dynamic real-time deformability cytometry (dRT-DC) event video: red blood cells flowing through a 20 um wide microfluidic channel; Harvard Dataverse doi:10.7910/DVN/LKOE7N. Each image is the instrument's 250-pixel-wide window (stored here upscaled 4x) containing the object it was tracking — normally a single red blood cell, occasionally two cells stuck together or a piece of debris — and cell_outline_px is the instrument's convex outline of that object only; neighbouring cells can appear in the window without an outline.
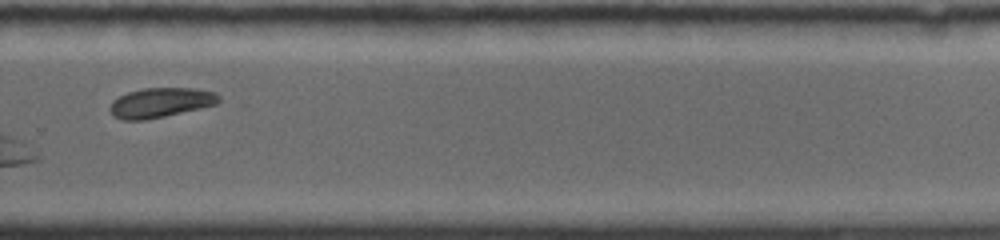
{"species": "common noctule bat (a hibernating species)", "species_latin": "Nyctalus noctula", "temperature_condition": "room temperature", "stored_images_in_passage": 26, "camera_frame_rate_fps": 4000, "um_per_image_px": 0.085, "animal": {"sex": "female", "body_mass_g": 19.0, "forearm_length_mm": 56.7}, "frame": {"image": 1, "passage_image": 19, "time_ms": 11.75, "image_size_px": [1000, 240], "cell_outline_px": [[220, 100], [216, 104], [200, 108], [164, 116], [144, 120], [120, 120], [112, 116], [108, 108], [112, 100], [128, 92], [144, 88], [192, 88], [216, 92], [220, 96]], "centroid_in_image_um": [13.61, 8.72], "position_along_channel_um": 316.2, "area_um2": 18.9}}
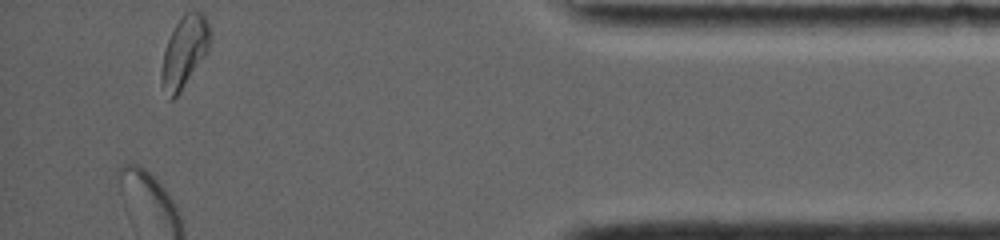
{"frame": {"image": 2, "passage_image": 26, "time_ms": 15.5, "image_size_px": [1000, 240], "cell_outline_px": [[212, 36], [208, 52], [180, 92], [172, 100], [168, 100], [160, 84], [160, 72], [164, 52], [168, 40], [176, 24], [184, 12], [204, 12], [212, 28]], "centroid_in_image_um": [15.7, 4.41], "position_along_channel_um": 419.5, "area_um2": 20.69}}